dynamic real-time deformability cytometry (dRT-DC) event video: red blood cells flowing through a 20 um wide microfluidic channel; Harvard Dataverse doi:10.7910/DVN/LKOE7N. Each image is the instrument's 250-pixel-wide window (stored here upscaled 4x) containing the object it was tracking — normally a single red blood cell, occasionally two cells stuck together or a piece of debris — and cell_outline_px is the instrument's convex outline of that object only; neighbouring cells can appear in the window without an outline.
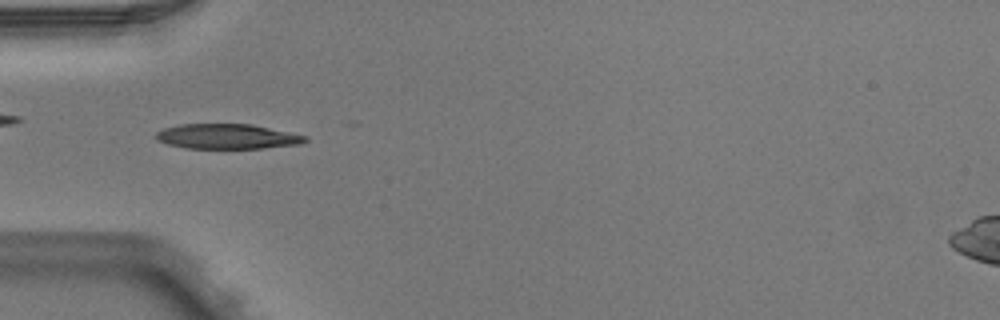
{"species": "Egyptian fruit bat (a non-hibernating species)", "species_latin": "Rousettus aegyptiacus", "temperature_condition": "warm", "stored_images_in_passage": 6, "camera_frame_rate_fps": 3000, "um_per_image_px": 0.085, "animal": {"sex": "male"}, "frame": {"image": 1, "passage_image": 5, "time_ms": 1.333, "image_size_px": [1000, 320], "cell_outline_px": [[308, 140], [300, 144], [264, 148], [188, 148], [168, 144], [156, 140], [156, 132], [164, 128], [180, 124], [252, 124], [308, 136]], "centroid_in_image_um": [19.33, 11.59], "position_along_channel_um": 65.7, "area_um2": 21.68}}
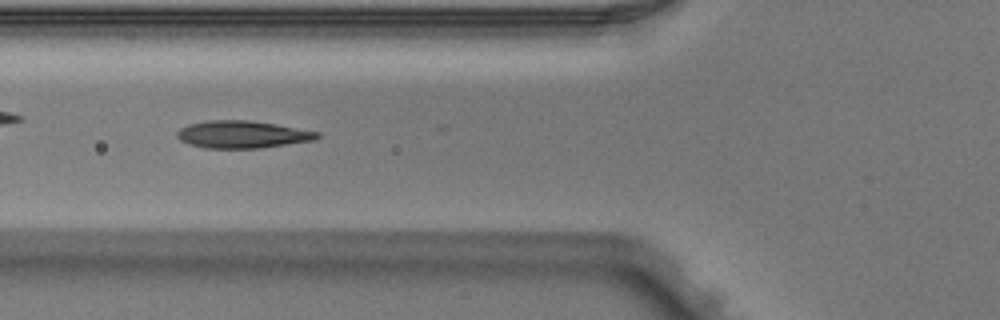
{"frame": {"image": 2, "passage_image": 6, "time_ms": 1.667, "image_size_px": [1000, 320], "cell_outline_px": [[320, 136], [316, 140], [260, 148], [204, 148], [188, 144], [180, 140], [176, 136], [176, 132], [180, 128], [188, 124], [208, 120], [248, 120], [276, 124], [320, 132]], "centroid_in_image_um": [20.59, 11.43], "position_along_channel_um": 105.2, "area_um2": 22.48}}